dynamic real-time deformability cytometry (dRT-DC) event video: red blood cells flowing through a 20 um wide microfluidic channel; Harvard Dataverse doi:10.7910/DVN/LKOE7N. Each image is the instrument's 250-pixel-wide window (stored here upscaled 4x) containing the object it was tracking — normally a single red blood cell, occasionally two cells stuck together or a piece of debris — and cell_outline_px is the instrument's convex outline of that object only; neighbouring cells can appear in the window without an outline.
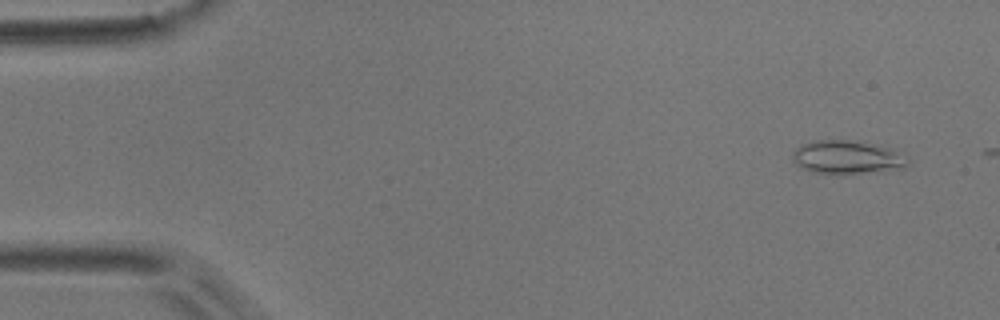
{"species": "common noctule bat (a hibernating species)", "species_latin": "Nyctalus noctula", "temperature_condition": "room temperature", "stored_images_in_passage": 3, "camera_frame_rate_fps": 3000, "um_per_image_px": 0.085, "animal": {"sex": "male", "body_mass_g": 17.9}, "frame": {"image": 1, "passage_image": 1, "time_ms": 0.0, "image_size_px": [1000, 320], "cell_outline_px": [[908, 164], [904, 168], [860, 172], [812, 172], [800, 168], [792, 160], [792, 152], [796, 148], [804, 144], [816, 140], [856, 140], [896, 148], [908, 156]], "centroid_in_image_um": [72.05, 13.32], "position_along_channel_um": 13.0, "area_um2": 22.37}}